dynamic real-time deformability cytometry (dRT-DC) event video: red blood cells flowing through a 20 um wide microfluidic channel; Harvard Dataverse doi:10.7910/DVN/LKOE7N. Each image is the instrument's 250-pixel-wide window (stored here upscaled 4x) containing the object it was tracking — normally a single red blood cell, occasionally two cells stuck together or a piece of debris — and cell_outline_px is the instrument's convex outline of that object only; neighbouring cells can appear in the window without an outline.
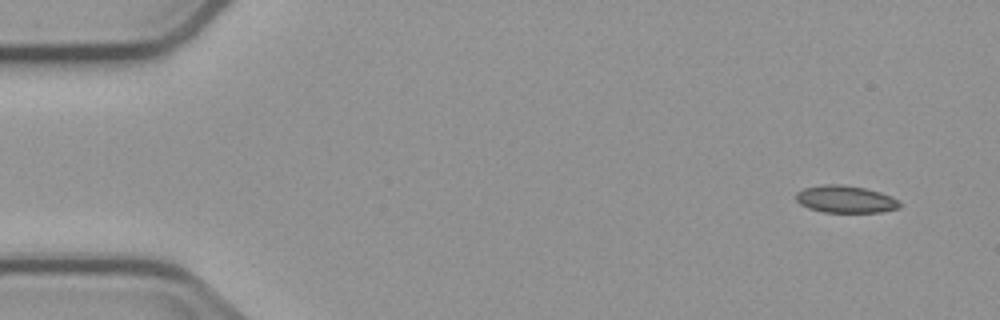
{"species": "common noctule bat (a hibernating species)", "species_latin": "Nyctalus noctula", "temperature_condition": "cold", "stored_images_in_passage": 6, "camera_frame_rate_fps": 3000, "um_per_image_px": 0.085, "animal": {"sex": "male", "body_mass_g": 23.1, "forearm_length_mm": 52.7}, "frame": {"image": 1, "passage_image": 1, "time_ms": 0.0, "image_size_px": [1000, 320], "cell_outline_px": [[900, 208], [880, 212], [824, 212], [808, 208], [800, 204], [796, 200], [796, 192], [804, 188], [824, 184], [840, 184], [864, 188], [880, 192], [892, 196], [900, 204]], "centroid_in_image_um": [71.84, 16.93], "position_along_channel_um": 13.2, "area_um2": 16.42}}
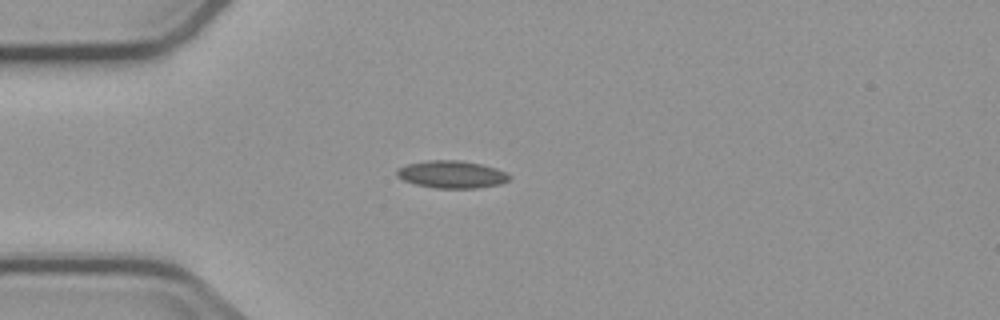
{"frame": {"image": 2, "passage_image": 4, "time_ms": 3.667, "image_size_px": [1000, 320], "cell_outline_px": [[512, 176], [508, 180], [500, 184], [476, 188], [432, 188], [416, 184], [404, 180], [396, 176], [396, 168], [408, 164], [428, 160], [460, 160], [480, 164], [496, 168]], "centroid_in_image_um": [38.37, 14.82], "position_along_channel_um": 46.6, "area_um2": 17.98}}
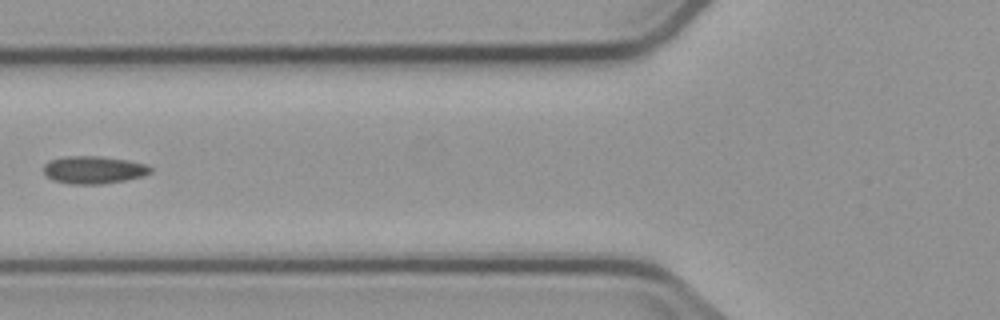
{"frame": {"image": 3, "passage_image": 6, "time_ms": 6.0, "image_size_px": [1000, 320], "cell_outline_px": [[152, 172], [144, 176], [104, 184], [68, 184], [52, 180], [44, 172], [44, 164], [52, 160], [64, 156], [96, 156], [128, 160], [144, 164], [152, 168]], "centroid_in_image_um": [7.96, 14.44], "position_along_channel_um": 117.8, "area_um2": 17.17}}